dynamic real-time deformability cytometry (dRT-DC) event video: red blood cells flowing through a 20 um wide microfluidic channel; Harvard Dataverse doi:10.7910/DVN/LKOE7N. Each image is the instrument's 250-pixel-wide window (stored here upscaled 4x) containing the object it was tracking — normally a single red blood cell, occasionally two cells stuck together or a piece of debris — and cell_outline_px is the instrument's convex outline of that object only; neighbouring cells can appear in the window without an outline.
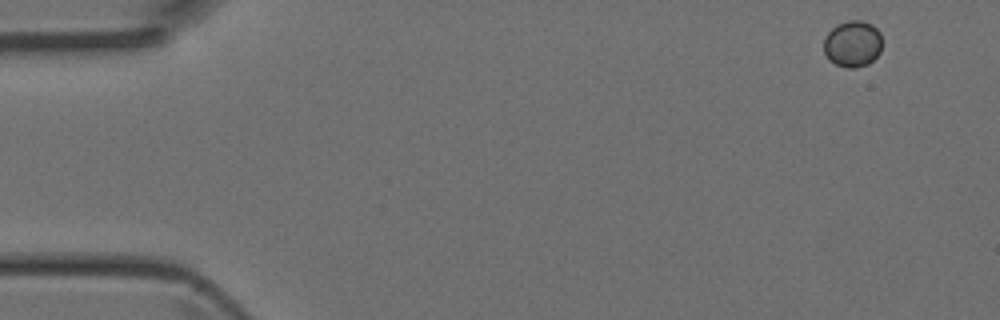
{"species": "Egyptian fruit bat (a non-hibernating species)", "species_latin": "Rousettus aegyptiacus", "temperature_condition": "room temperature", "stored_images_in_passage": 4, "camera_frame_rate_fps": 3000, "um_per_image_px": 0.085, "animal": {"sex": "female"}, "frame": {"image": 1, "passage_image": 1, "time_ms": 0.0, "image_size_px": [1000, 320], "cell_outline_px": [[880, 52], [868, 64], [856, 68], [848, 68], [836, 64], [828, 60], [824, 52], [824, 36], [836, 24], [848, 20], [860, 20], [872, 24], [880, 32]], "centroid_in_image_um": [72.44, 3.72], "position_along_channel_um": 12.6, "area_um2": 15.84}}
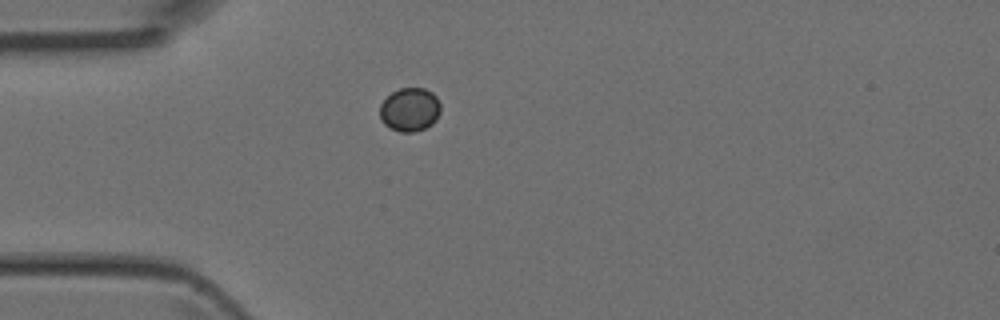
{"frame": {"image": 2, "passage_image": 4, "time_ms": 1.0, "image_size_px": [1000, 320], "cell_outline_px": [[440, 112], [436, 120], [432, 124], [424, 128], [412, 132], [400, 132], [384, 124], [380, 120], [380, 104], [392, 92], [400, 88], [424, 88], [432, 92], [436, 96], [440, 104]], "centroid_in_image_um": [34.83, 9.31], "position_along_channel_um": 50.2, "area_um2": 15.43}}